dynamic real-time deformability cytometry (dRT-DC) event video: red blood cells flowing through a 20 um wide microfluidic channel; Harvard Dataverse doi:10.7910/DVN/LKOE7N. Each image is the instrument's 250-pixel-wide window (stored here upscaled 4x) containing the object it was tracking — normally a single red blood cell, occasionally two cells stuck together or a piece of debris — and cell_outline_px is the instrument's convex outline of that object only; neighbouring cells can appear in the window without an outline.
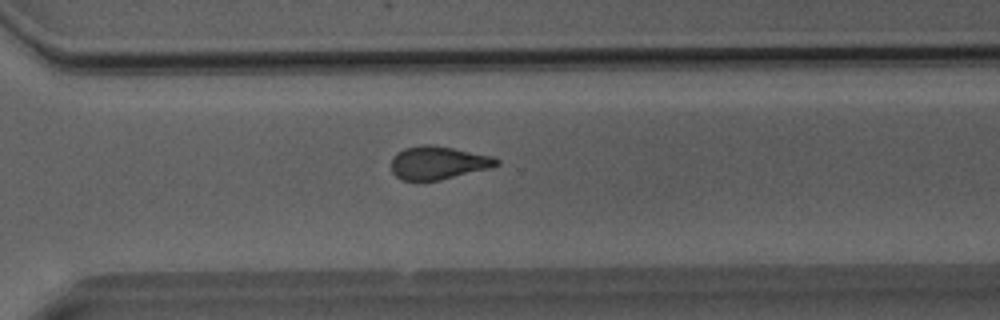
{"species": "Egyptian fruit bat (a non-hibernating species)", "species_latin": "Rousettus aegyptiacus", "temperature_condition": "room temperature", "stored_images_in_passage": 33, "camera_frame_rate_fps": 3000, "um_per_image_px": 0.085, "animal": {"sex": "male"}, "frame": {"image": 1, "passage_image": 28, "time_ms": 9.0, "image_size_px": [1000, 320], "cell_outline_px": [[500, 164], [488, 168], [440, 180], [416, 184], [400, 180], [392, 172], [392, 156], [396, 152], [404, 148], [424, 144], [436, 144], [492, 156], [500, 160]], "centroid_in_image_um": [37.17, 13.86], "position_along_channel_um": 333.4, "area_um2": 20.98}}